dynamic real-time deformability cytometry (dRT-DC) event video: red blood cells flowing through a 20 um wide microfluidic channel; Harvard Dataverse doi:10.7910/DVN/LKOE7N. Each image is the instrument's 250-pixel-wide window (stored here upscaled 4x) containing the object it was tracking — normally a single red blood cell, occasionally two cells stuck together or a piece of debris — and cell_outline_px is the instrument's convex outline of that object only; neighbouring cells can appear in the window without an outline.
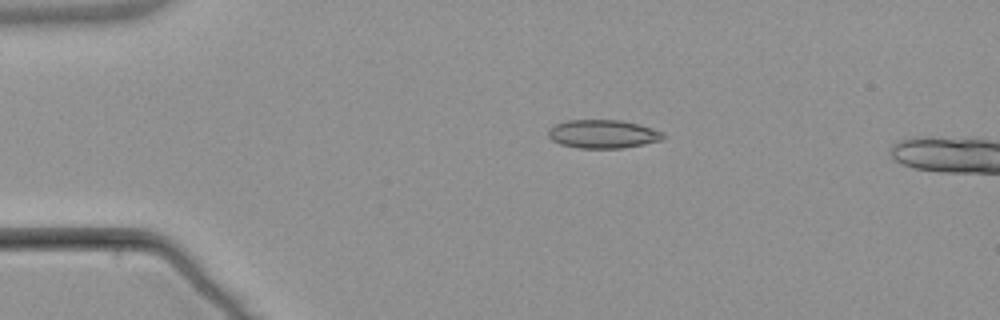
{"species": "common noctule bat (a hibernating species)", "species_latin": "Nyctalus noctula", "temperature_condition": "warm", "stored_images_in_passage": 4, "camera_frame_rate_fps": 3000, "um_per_image_px": 0.085, "animal": {"sex": "male", "body_mass_g": 21.5, "forearm_length_mm": 52.0}, "frame": {"image": 1, "passage_image": 3, "time_ms": 2.667, "image_size_px": [1000, 320], "cell_outline_px": [[664, 136], [660, 140], [644, 144], [624, 148], [580, 148], [560, 144], [552, 140], [548, 136], [548, 128], [556, 124], [568, 120], [620, 120], [640, 124], [664, 132]], "centroid_in_image_um": [51.24, 11.39], "position_along_channel_um": 33.8, "area_um2": 19.07}}